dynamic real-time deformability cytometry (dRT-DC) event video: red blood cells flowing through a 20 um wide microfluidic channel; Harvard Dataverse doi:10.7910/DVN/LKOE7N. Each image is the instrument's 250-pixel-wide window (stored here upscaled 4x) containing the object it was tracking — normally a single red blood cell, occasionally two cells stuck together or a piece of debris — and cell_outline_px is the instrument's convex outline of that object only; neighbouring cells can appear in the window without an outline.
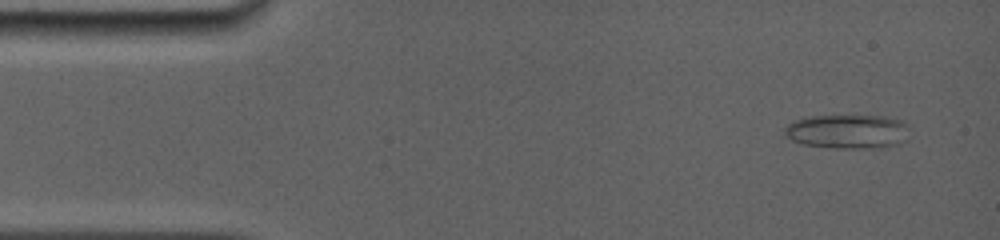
{"species": "common noctule bat (a hibernating species)", "species_latin": "Nyctalus noctula", "temperature_condition": "room temperature", "stored_images_in_passage": 39, "camera_frame_rate_fps": 5000, "um_per_image_px": 0.085, "animal": {"sex": "female", "body_mass_g": 19.0, "forearm_length_mm": 56.7}, "frame": {"image": 1, "passage_image": 3, "time_ms": 0.6, "image_size_px": [1000, 240], "cell_outline_px": [[908, 140], [900, 144], [880, 148], [832, 148], [804, 144], [792, 140], [784, 132], [784, 128], [788, 124], [796, 120], [812, 116], [884, 116], [904, 120], [908, 124]], "centroid_in_image_um": [72.14, 11.18], "position_along_channel_um": 12.9, "area_um2": 25.09}}
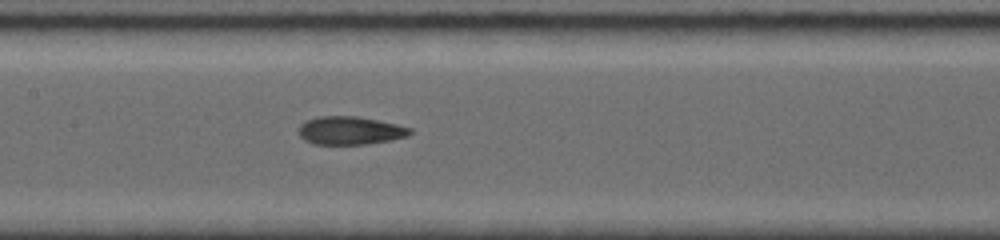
{"frame": {"image": 2, "passage_image": 21, "time_ms": 7.2, "image_size_px": [1000, 240], "cell_outline_px": [[412, 132], [408, 136], [392, 140], [368, 144], [312, 144], [304, 140], [300, 136], [300, 124], [308, 120], [320, 116], [356, 116], [396, 124], [412, 128]], "centroid_in_image_um": [29.78, 11.1], "position_along_channel_um": 177.6, "area_um2": 18.21}}
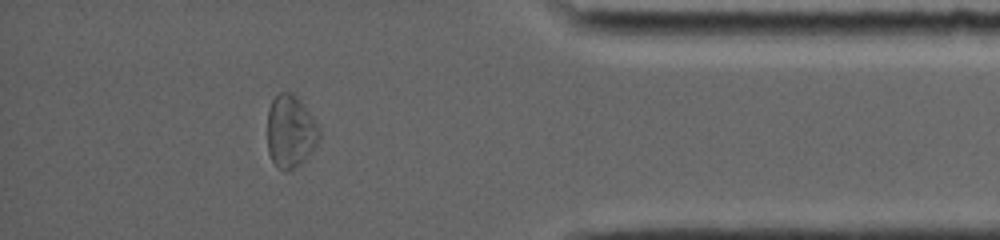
{"frame": {"image": 3, "passage_image": 35, "time_ms": 13.6, "image_size_px": [1000, 240], "cell_outline_px": [[320, 136], [312, 152], [300, 164], [284, 172], [276, 168], [268, 152], [268, 108], [272, 100], [280, 92], [292, 92], [304, 104], [320, 128]], "centroid_in_image_um": [24.69, 11.17], "position_along_channel_um": 410.5, "area_um2": 22.08}, "authors_computed_cell_mechanics": {"area_um2": 19.941, "velocity_mm_per_s": 3.9426, "shape_relaxation_time_tau1_ms": null, "shape_relaxation_time_tau2_ms": 2.0506, "deformation_change_tau1": null, "deformation_change_tau2": 0.0896}}